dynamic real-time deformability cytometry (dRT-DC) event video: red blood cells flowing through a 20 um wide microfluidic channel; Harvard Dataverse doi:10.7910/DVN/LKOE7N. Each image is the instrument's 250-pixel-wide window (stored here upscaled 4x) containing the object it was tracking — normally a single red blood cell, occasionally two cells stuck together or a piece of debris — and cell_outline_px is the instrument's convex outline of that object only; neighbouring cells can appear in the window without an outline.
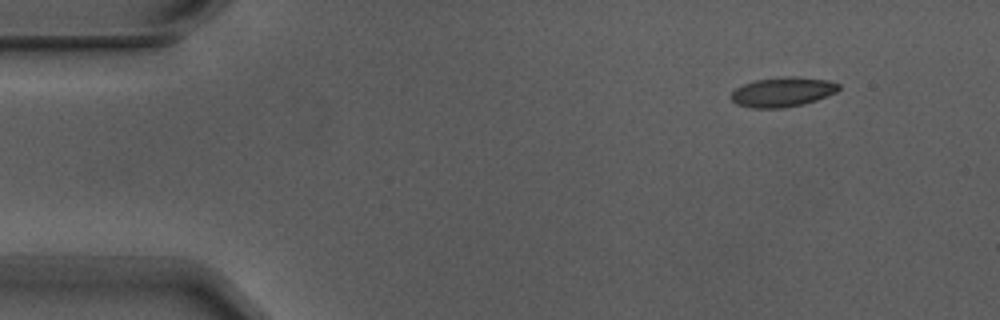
{"species": "Egyptian fruit bat (a non-hibernating species)", "species_latin": "Rousettus aegyptiacus", "temperature_condition": "warm", "stored_images_in_passage": 4, "camera_frame_rate_fps": 3000, "um_per_image_px": 0.085, "animal": {"sex": "male"}, "frame": {"image": 1, "passage_image": 1, "time_ms": 0.0, "image_size_px": [1000, 320], "cell_outline_px": [[840, 88], [836, 92], [816, 100], [804, 104], [784, 108], [752, 108], [736, 104], [728, 96], [736, 88], [744, 84], [756, 80], [784, 76], [788, 76], [828, 80], [840, 84]], "centroid_in_image_um": [66.5, 7.82], "position_along_channel_um": 18.5, "area_um2": 18.61}}